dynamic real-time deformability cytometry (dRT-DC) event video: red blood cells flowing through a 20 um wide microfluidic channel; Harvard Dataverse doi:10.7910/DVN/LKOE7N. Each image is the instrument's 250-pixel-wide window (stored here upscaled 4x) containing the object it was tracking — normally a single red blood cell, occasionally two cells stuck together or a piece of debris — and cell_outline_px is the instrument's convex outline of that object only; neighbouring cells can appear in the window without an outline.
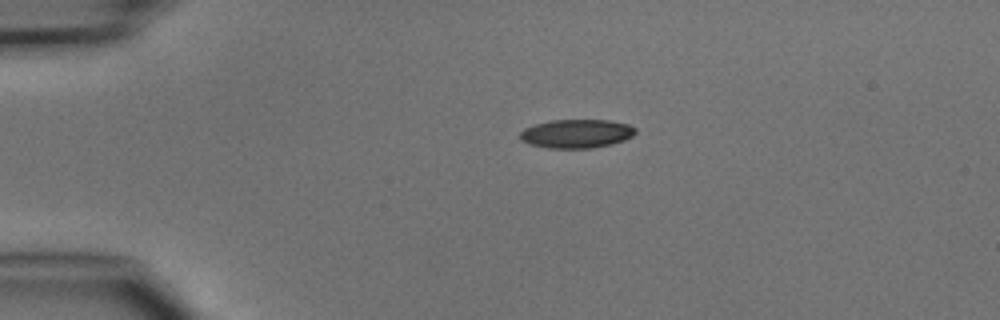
{"species": "common noctule bat (a hibernating species)", "species_latin": "Nyctalus noctula", "temperature_condition": "cold", "stored_images_in_passage": 2, "camera_frame_rate_fps": 3000, "um_per_image_px": 0.085, "animal": {"sex": "male", "body_mass_g": 15.6}, "frame": {"image": 1, "passage_image": 1, "time_ms": 0.0, "image_size_px": [1000, 320], "cell_outline_px": [[636, 132], [632, 136], [624, 140], [612, 144], [592, 148], [548, 148], [528, 144], [520, 140], [520, 132], [524, 128], [536, 124], [552, 120], [608, 120], [628, 124], [636, 128]], "centroid_in_image_um": [48.99, 11.36], "position_along_channel_um": 36.0, "area_um2": 19.36}}
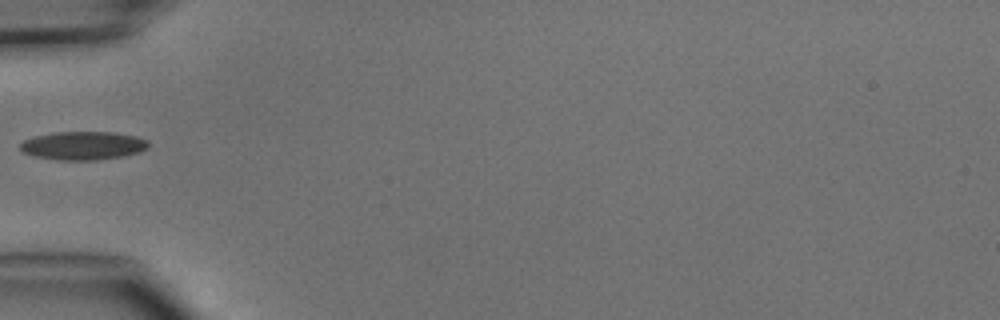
{"frame": {"image": 2, "passage_image": 2, "time_ms": 2.0, "image_size_px": [1000, 320], "cell_outline_px": [[148, 148], [140, 152], [124, 156], [96, 160], [56, 160], [36, 156], [20, 152], [20, 144], [24, 140], [36, 136], [56, 132], [112, 132], [136, 136], [148, 140]], "centroid_in_image_um": [7.07, 12.38], "position_along_channel_um": 77.9, "area_um2": 21.27}}